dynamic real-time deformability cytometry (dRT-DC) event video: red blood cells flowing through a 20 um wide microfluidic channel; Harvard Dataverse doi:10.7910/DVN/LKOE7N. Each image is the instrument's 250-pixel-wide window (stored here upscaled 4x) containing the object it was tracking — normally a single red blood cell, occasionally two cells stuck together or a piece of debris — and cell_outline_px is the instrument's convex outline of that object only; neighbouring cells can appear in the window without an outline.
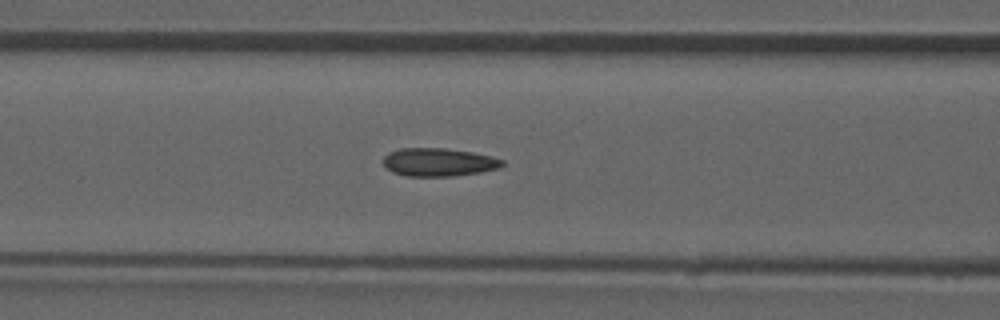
{"species": "common noctule bat (a hibernating species)", "species_latin": "Nyctalus noctula", "temperature_condition": "room temperature", "stored_images_in_passage": 32, "camera_frame_rate_fps": 3000, "um_per_image_px": 0.085, "animal": {"sex": "male", "forearm_length_mm": 52.5}, "frame": {"image": 1, "passage_image": 5, "time_ms": 1.333, "image_size_px": [1000, 320], "cell_outline_px": [[504, 164], [500, 168], [480, 172], [452, 176], [404, 176], [392, 172], [384, 164], [384, 156], [388, 152], [400, 148], [444, 148], [472, 152], [492, 156], [504, 160]], "centroid_in_image_um": [37.29, 13.78], "position_along_channel_um": 129.3, "area_um2": 19.59}}